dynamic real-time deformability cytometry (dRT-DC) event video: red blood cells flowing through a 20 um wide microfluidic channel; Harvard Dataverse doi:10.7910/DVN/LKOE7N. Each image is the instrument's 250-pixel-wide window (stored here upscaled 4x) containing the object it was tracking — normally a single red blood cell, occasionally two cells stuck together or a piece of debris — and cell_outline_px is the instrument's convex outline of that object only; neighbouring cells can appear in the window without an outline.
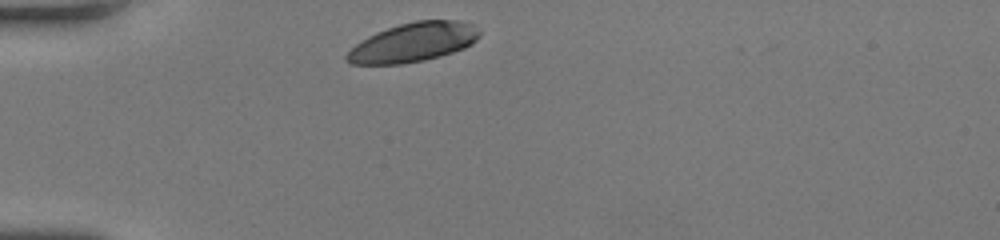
{"species": "human", "species_latin": "Homo sapiens", "temperature_condition": "room temperature", "stored_images_in_passage": 28, "camera_frame_rate_fps": 3000, "um_per_image_px": 0.085, "donor": {"sex": "female"}, "frame": {"image": 1, "passage_image": 1, "time_ms": 0.0, "image_size_px": [1000, 240], "cell_outline_px": [[480, 36], [472, 44], [464, 48], [440, 56], [424, 60], [404, 64], [352, 64], [344, 60], [344, 56], [360, 40], [376, 32], [400, 24], [416, 20], [460, 20], [472, 24], [480, 32]], "centroid_in_image_um": [35.12, 3.6], "position_along_channel_um": 49.9, "area_um2": 30.29}}
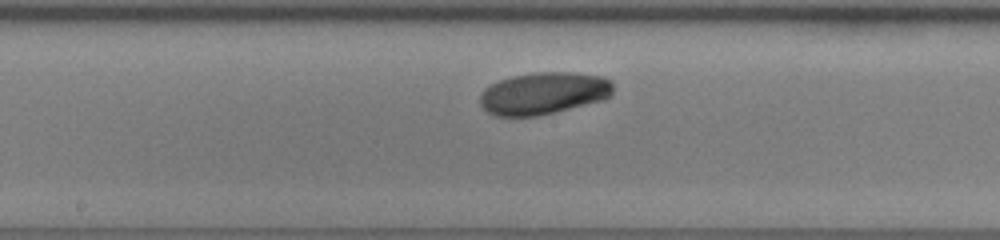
{"frame": {"image": 2, "passage_image": 14, "time_ms": 4.333, "image_size_px": [1000, 240], "cell_outline_px": [[612, 96], [604, 100], [556, 112], [536, 116], [496, 116], [488, 112], [480, 104], [480, 96], [484, 88], [500, 80], [512, 76], [536, 72], [572, 72], [604, 76], [612, 80]], "centroid_in_image_um": [46.24, 7.93], "position_along_channel_um": 202.0, "area_um2": 32.95}}
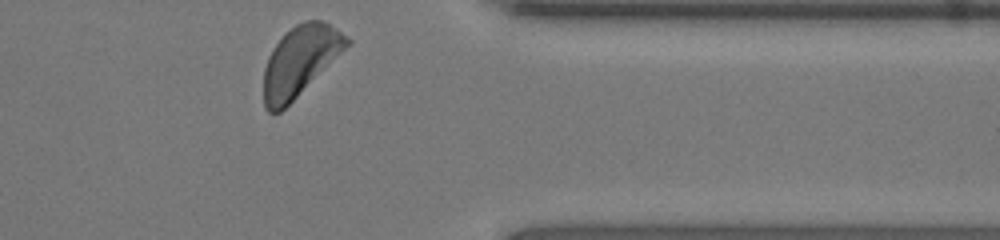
{"frame": {"image": 3, "passage_image": 28, "time_ms": 9.0, "image_size_px": [1000, 240], "cell_outline_px": [[352, 44], [280, 112], [268, 112], [264, 108], [264, 68], [268, 56], [272, 48], [296, 24], [304, 20], [320, 20], [336, 28], [352, 40]], "centroid_in_image_um": [25.52, 5.18], "position_along_channel_um": 385.9, "area_um2": 33.64}, "authors_computed_cell_mechanics": {"area_um2": 32.4547, "velocity_mm_per_s": 4.1201, "shape_relaxation_time_tau1_ms": 3.8062, "shape_relaxation_time_tau2_ms": null, "deformation_change_tau1": 0.1428, "deformation_change_tau2": null}}